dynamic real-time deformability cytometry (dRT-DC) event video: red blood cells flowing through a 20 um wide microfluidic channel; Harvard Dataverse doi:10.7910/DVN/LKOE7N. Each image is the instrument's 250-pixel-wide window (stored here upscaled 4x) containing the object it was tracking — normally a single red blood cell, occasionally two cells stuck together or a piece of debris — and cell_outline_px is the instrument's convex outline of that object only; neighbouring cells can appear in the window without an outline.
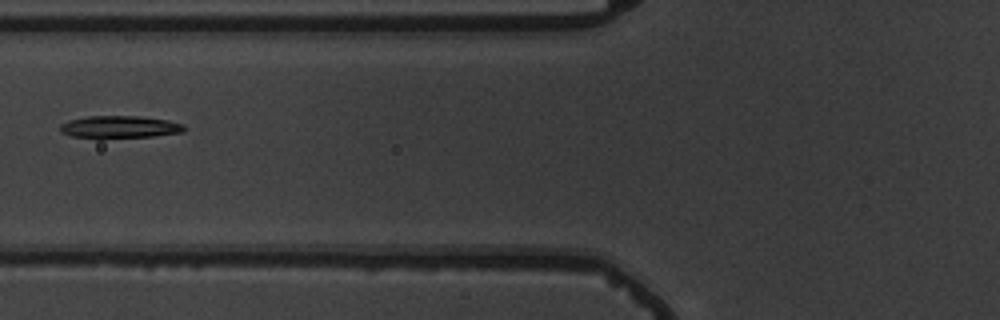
{"species": "common noctule bat (a hibernating species)", "species_latin": "Nyctalus noctula", "temperature_condition": "warm", "stored_images_in_passage": 4, "camera_frame_rate_fps": 3000, "um_per_image_px": 0.085, "animal": {"sex": "male", "body_mass_g": 19.5, "forearm_length_mm": 54.6}, "frame": {"image": 1, "passage_image": 4, "time_ms": 3.333, "image_size_px": [1000, 320], "cell_outline_px": [[184, 132], [156, 136], [100, 140], [72, 136], [60, 132], [60, 124], [68, 120], [88, 116], [140, 116], [168, 120], [184, 124]], "centroid_in_image_um": [10.14, 10.82], "position_along_channel_um": 115.7, "area_um2": 16.82}}